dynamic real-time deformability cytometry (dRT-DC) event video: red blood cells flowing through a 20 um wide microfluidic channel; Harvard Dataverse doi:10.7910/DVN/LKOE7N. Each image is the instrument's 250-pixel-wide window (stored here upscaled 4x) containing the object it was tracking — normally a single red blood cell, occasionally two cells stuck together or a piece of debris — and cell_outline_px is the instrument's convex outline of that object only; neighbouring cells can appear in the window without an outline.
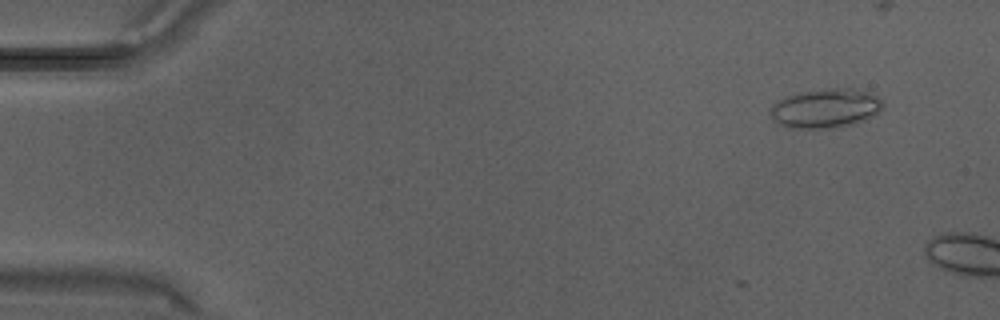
{"species": "Egyptian fruit bat (a non-hibernating species)", "species_latin": "Rousettus aegyptiacus", "temperature_condition": "warm", "stored_images_in_passage": 3, "camera_frame_rate_fps": 3000, "um_per_image_px": 0.085, "animal": {"sex": "male"}, "frame": {"image": 1, "passage_image": 3, "time_ms": 0.667, "image_size_px": [1000, 320], "cell_outline_px": [[884, 104], [880, 112], [856, 124], [836, 128], [788, 128], [776, 124], [772, 120], [768, 112], [768, 108], [776, 100], [788, 96], [804, 92], [832, 88], [852, 88], [868, 92], [876, 96]], "centroid_in_image_um": [70.12, 9.23], "position_along_channel_um": 14.9, "area_um2": 26.07}}